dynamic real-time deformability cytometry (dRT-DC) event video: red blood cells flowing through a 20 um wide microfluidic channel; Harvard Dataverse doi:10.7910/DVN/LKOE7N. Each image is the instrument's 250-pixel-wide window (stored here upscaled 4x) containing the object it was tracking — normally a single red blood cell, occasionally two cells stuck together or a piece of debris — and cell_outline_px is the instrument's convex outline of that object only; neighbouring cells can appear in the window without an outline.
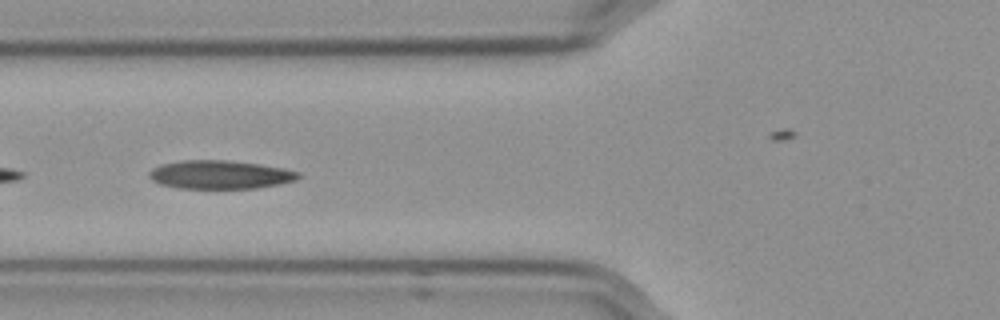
{"species": "Egyptian fruit bat (a non-hibernating species)", "species_latin": "Rousettus aegyptiacus", "temperature_condition": "cold", "stored_images_in_passage": 19, "camera_frame_rate_fps": 3000, "um_per_image_px": 0.085, "frame": {"image": 1, "passage_image": 4, "time_ms": 1.0, "image_size_px": [1000, 320], "cell_outline_px": [[300, 176], [296, 180], [280, 184], [256, 188], [180, 188], [160, 184], [152, 180], [148, 176], [148, 172], [152, 168], [160, 164], [184, 160], [228, 160], [256, 164], [280, 168], [300, 172]], "centroid_in_image_um": [18.66, 14.84], "position_along_channel_um": 107.1, "area_um2": 24.62}}